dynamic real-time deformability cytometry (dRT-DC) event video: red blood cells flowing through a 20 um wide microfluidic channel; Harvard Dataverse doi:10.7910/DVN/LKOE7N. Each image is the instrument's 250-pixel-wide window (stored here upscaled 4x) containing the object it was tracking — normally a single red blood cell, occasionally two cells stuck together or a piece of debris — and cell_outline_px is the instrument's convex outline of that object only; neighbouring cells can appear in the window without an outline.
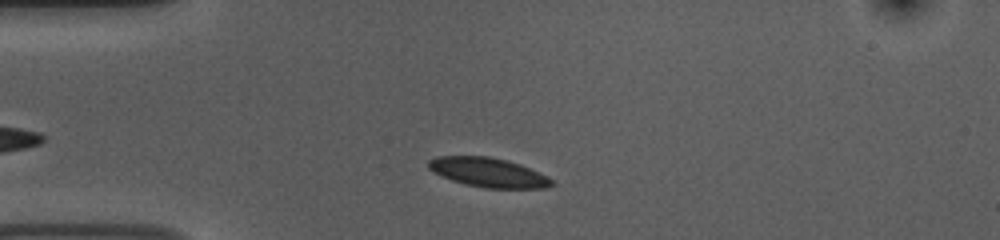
{"species": "common noctule bat (a hibernating species)", "species_latin": "Nyctalus noctula", "temperature_condition": "room temperature", "stored_images_in_passage": 38, "camera_frame_rate_fps": 3000, "um_per_image_px": 0.085, "animal": {"sex": "female", "body_mass_g": 10.0, "forearm_length_mm": 53.1}, "frame": {"image": 1, "passage_image": 5, "time_ms": 1.333, "image_size_px": [1000, 240], "cell_outline_px": [[556, 184], [544, 188], [484, 188], [464, 184], [452, 180], [432, 172], [428, 168], [428, 160], [436, 156], [488, 156], [508, 160], [520, 164], [548, 176]], "centroid_in_image_um": [41.5, 14.65], "position_along_channel_um": 43.5, "area_um2": 21.21}}
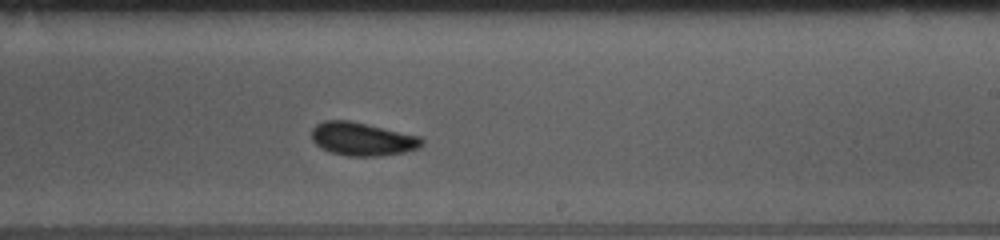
{"frame": {"image": 2, "passage_image": 24, "time_ms": 7.667, "image_size_px": [1000, 240], "cell_outline_px": [[424, 144], [420, 148], [404, 152], [380, 156], [348, 156], [332, 152], [320, 148], [312, 140], [312, 128], [316, 124], [324, 120], [348, 120], [420, 136], [424, 140]], "centroid_in_image_um": [30.8, 11.82], "position_along_channel_um": 258.2, "area_um2": 21.39}}
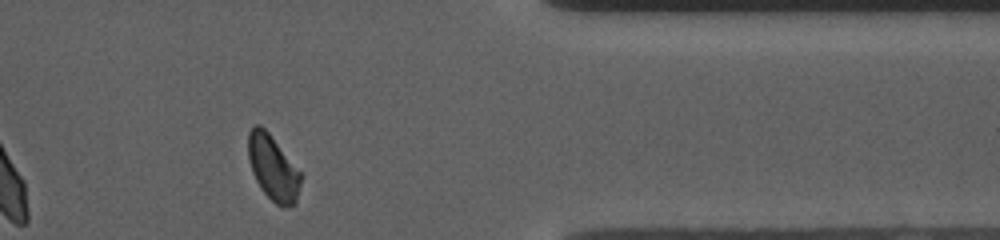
{"frame": {"image": 3, "passage_image": 36, "time_ms": 11.667, "image_size_px": [1000, 240], "cell_outline_px": [[300, 184], [296, 204], [284, 208], [280, 208], [260, 188], [252, 172], [248, 160], [248, 132], [256, 124], [260, 124], [268, 132], [300, 172]], "centroid_in_image_um": [23.18, 14.29], "position_along_channel_um": 388.2, "area_um2": 19.77}, "authors_computed_cell_mechanics": {"area_um2": 21.0103, "velocity_mm_per_s": 3.7118, "shape_relaxation_time_tau1_ms": 2.6592, "shape_relaxation_time_tau2_ms": 1.9002, "deformation_change_tau1": 0.0859, "deformation_change_tau2": 0.0563}}